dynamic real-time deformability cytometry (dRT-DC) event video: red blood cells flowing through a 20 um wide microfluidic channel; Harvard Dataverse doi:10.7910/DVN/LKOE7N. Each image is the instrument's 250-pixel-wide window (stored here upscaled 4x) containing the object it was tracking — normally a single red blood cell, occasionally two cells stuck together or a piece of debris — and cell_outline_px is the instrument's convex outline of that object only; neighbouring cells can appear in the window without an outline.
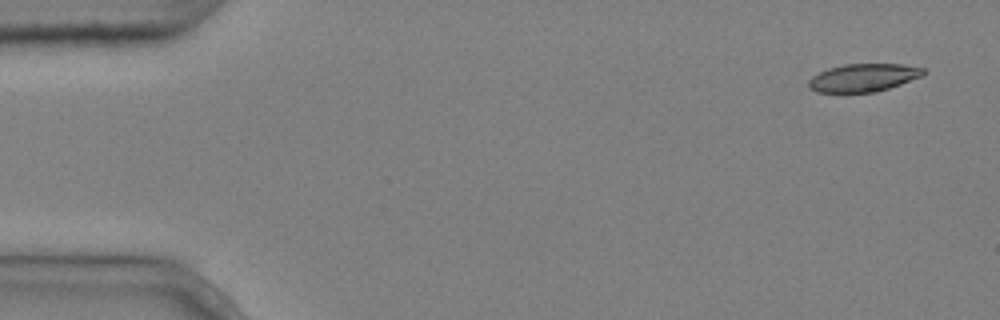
{"species": "common noctule bat (a hibernating species)", "species_latin": "Nyctalus noctula", "temperature_condition": "cold", "stored_images_in_passage": 6, "camera_frame_rate_fps": 3000, "um_per_image_px": 0.085, "animal": {"sex": "male", "body_mass_g": 20.4}, "frame": {"image": 1, "passage_image": 1, "time_ms": 0.0, "image_size_px": [1000, 320], "cell_outline_px": [[924, 72], [920, 76], [900, 84], [876, 92], [816, 92], [808, 88], [808, 80], [812, 76], [828, 68], [844, 64], [904, 64], [924, 68]], "centroid_in_image_um": [73.34, 6.6], "position_along_channel_um": 11.7, "area_um2": 18.55}}
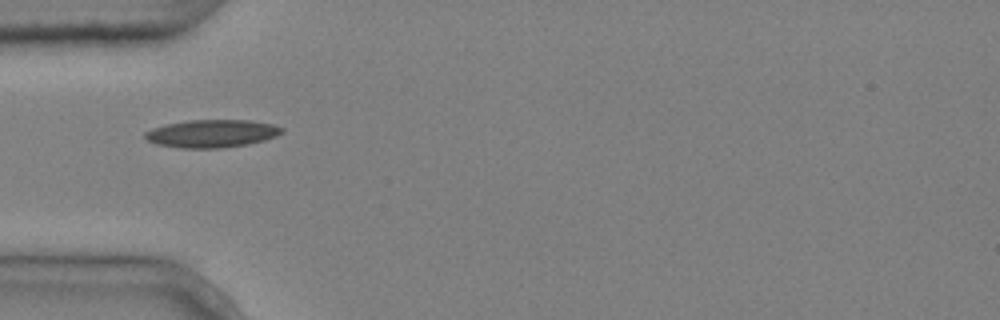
{"frame": {"image": 2, "passage_image": 5, "time_ms": 1.333, "image_size_px": [1000, 320], "cell_outline_px": [[284, 132], [276, 136], [264, 140], [248, 144], [224, 148], [180, 148], [156, 144], [148, 140], [144, 136], [144, 132], [152, 128], [168, 124], [188, 120], [252, 120], [272, 124], [284, 128]], "centroid_in_image_um": [18.02, 11.35], "position_along_channel_um": 67.0, "area_um2": 22.25}}